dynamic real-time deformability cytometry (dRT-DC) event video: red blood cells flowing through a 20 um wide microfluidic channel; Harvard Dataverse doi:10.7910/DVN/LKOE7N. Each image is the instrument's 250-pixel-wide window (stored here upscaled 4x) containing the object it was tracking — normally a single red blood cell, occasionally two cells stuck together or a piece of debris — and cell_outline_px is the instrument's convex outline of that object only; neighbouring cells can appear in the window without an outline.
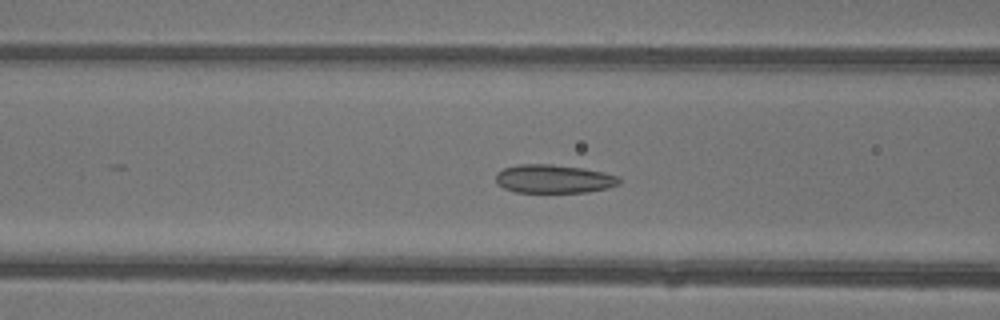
{"species": "common noctule bat (a hibernating species)", "species_latin": "Nyctalus noctula", "temperature_condition": "warm", "stored_images_in_passage": 32, "camera_frame_rate_fps": 3000, "um_per_image_px": 0.085, "animal": {"sex": "female"}, "frame": {"image": 1, "passage_image": 11, "time_ms": 3.333, "image_size_px": [1000, 320], "cell_outline_px": [[620, 184], [608, 188], [588, 192], [516, 192], [504, 188], [496, 180], [496, 172], [504, 168], [520, 164], [552, 164], [580, 168], [604, 172], [616, 176], [620, 180]], "centroid_in_image_um": [47.07, 15.2], "position_along_channel_um": 119.5, "area_um2": 20.35}}
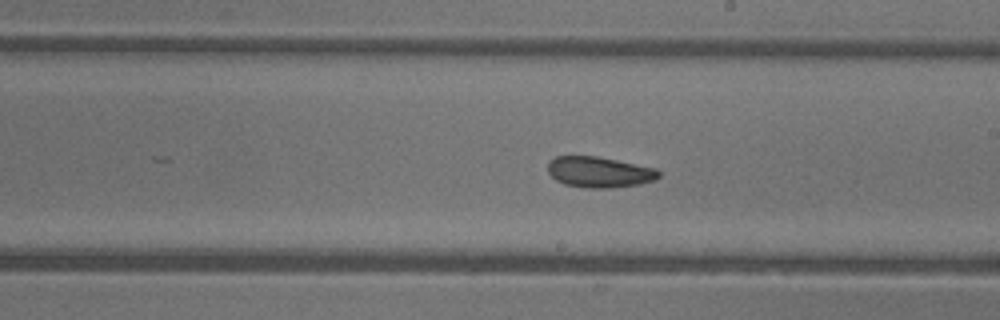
{"frame": {"image": 2, "passage_image": 19, "time_ms": 6.0, "image_size_px": [1000, 320], "cell_outline_px": [[660, 176], [656, 180], [640, 184], [612, 188], [584, 188], [564, 184], [556, 180], [548, 172], [548, 160], [556, 156], [596, 156], [656, 168], [660, 172]], "centroid_in_image_um": [50.94, 14.63], "position_along_channel_um": 238.1, "area_um2": 20.06}}
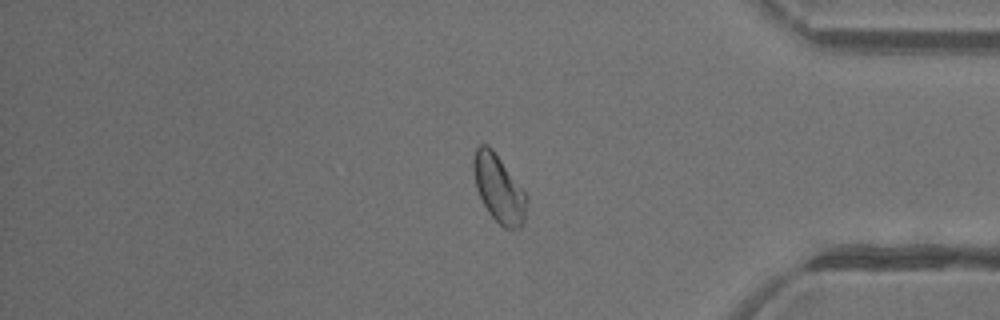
{"frame": {"image": 3, "passage_image": 31, "time_ms": 10.0, "image_size_px": [1000, 320], "cell_outline_px": [[528, 200], [524, 220], [520, 228], [504, 228], [488, 212], [476, 188], [472, 168], [472, 160], [476, 148], [480, 144], [488, 144], [492, 148], [528, 196]], "centroid_in_image_um": [42.39, 16.01], "position_along_channel_um": 392.8, "area_um2": 20.87}}